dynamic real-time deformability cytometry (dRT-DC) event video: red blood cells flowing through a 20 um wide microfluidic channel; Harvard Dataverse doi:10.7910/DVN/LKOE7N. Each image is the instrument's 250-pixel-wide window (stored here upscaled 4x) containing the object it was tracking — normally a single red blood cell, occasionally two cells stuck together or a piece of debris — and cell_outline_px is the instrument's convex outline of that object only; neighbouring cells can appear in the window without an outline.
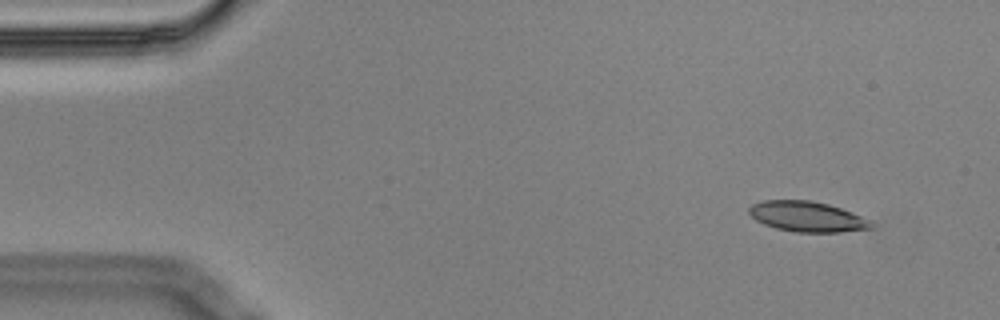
{"species": "Egyptian fruit bat (a non-hibernating species)", "species_latin": "Rousettus aegyptiacus", "temperature_condition": "cold", "stored_images_in_passage": 4, "camera_frame_rate_fps": 3000, "um_per_image_px": 0.085, "animal": {"sex": "male"}, "frame": {"image": 1, "passage_image": 1, "time_ms": 0.0, "image_size_px": [1000, 320], "cell_outline_px": [[876, 224], [872, 228], [840, 232], [796, 232], [776, 228], [764, 224], [756, 220], [748, 212], [748, 208], [752, 204], [764, 200], [812, 200], [828, 204], [852, 212]], "centroid_in_image_um": [68.6, 18.41], "position_along_channel_um": 16.4, "area_um2": 21.56}}
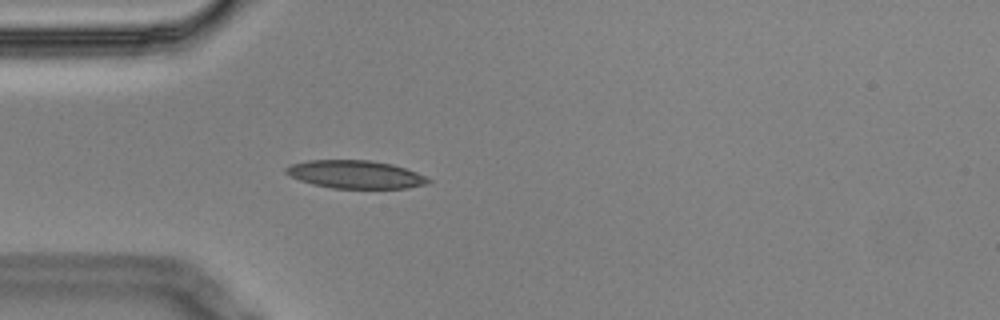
{"frame": {"image": 2, "passage_image": 4, "time_ms": 1.0, "image_size_px": [1000, 320], "cell_outline_px": [[432, 180], [424, 184], [408, 188], [332, 188], [312, 184], [300, 180], [284, 172], [284, 168], [292, 164], [308, 160], [368, 160], [392, 164], [416, 172]], "centroid_in_image_um": [30.18, 14.82], "position_along_channel_um": 54.8, "area_um2": 23.0}}